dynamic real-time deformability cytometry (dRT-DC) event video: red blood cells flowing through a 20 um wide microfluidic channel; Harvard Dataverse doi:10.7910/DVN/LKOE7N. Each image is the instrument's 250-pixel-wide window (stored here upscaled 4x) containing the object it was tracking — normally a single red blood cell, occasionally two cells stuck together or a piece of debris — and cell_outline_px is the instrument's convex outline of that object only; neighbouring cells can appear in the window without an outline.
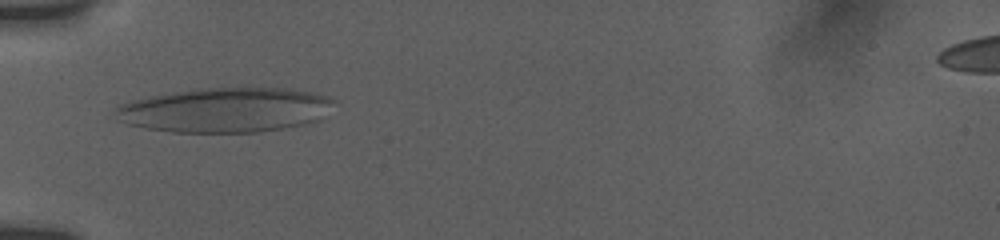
{"species": "human", "species_latin": "Homo sapiens", "temperature_condition": "room temperature", "stored_images_in_passage": 7, "camera_frame_rate_fps": 3000, "um_per_image_px": 0.085, "donor": {"sex": "female"}, "frame": {"image": 1, "passage_image": 1, "time_ms": 0.0, "image_size_px": [1000, 240], "cell_outline_px": [[336, 100], [320, 120], [304, 124], [256, 132], [172, 132], [148, 128], [128, 124], [116, 120], [116, 104], [148, 96], [196, 88], [244, 84], [288, 88], [312, 92], [328, 96]], "centroid_in_image_um": [19.16, 9.29], "position_along_channel_um": 65.8, "area_um2": 58.32}}
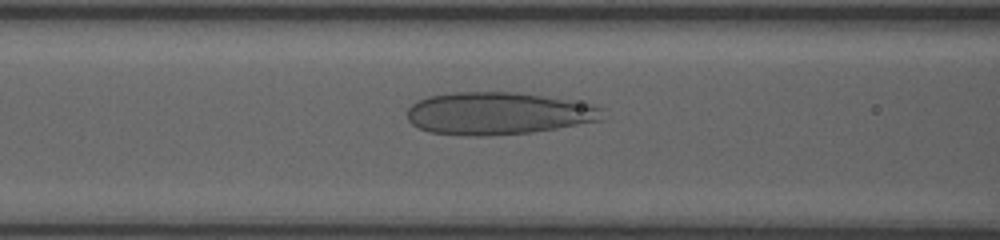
{"frame": {"image": 2, "passage_image": 5, "time_ms": 1.667, "image_size_px": [1000, 240], "cell_outline_px": [[600, 120], [556, 128], [528, 132], [488, 136], [472, 136], [428, 132], [412, 124], [408, 120], [408, 108], [412, 104], [428, 96], [452, 92], [516, 92], [544, 96], [592, 104], [600, 108]], "centroid_in_image_um": [42.26, 9.63], "position_along_channel_um": 124.3, "area_um2": 47.8}}